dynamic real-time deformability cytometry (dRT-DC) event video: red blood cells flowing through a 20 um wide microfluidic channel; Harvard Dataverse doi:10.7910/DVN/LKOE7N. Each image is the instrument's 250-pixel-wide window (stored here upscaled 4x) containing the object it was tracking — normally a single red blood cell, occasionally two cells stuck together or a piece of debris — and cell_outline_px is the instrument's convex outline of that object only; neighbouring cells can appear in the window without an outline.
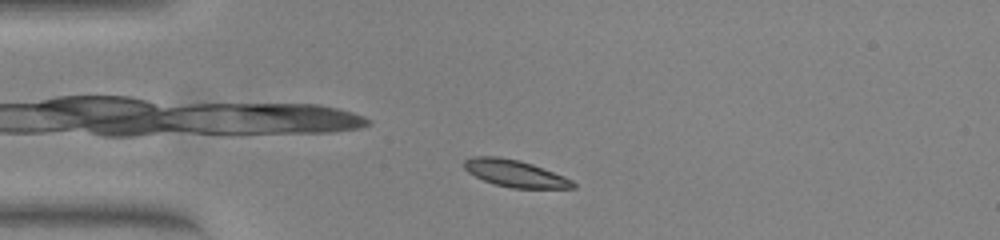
{"species": "common noctule bat (a hibernating species)", "species_latin": "Nyctalus noctula", "temperature_condition": "warm", "stored_images_in_passage": 45, "camera_frame_rate_fps": 3000, "um_per_image_px": 0.085, "animal": {"sex": "female", "body_mass_g": 23.0, "forearm_length_mm": 53.4}, "frame": {"image": 1, "passage_image": 4, "time_ms": 1.0, "image_size_px": [1000, 240], "cell_outline_px": [[576, 188], [512, 188], [496, 184], [484, 180], [468, 172], [464, 168], [464, 160], [472, 156], [496, 156], [520, 160], [532, 164], [564, 176], [572, 180], [576, 184]], "centroid_in_image_um": [43.78, 14.73], "position_along_channel_um": 41.2, "area_um2": 16.99}}
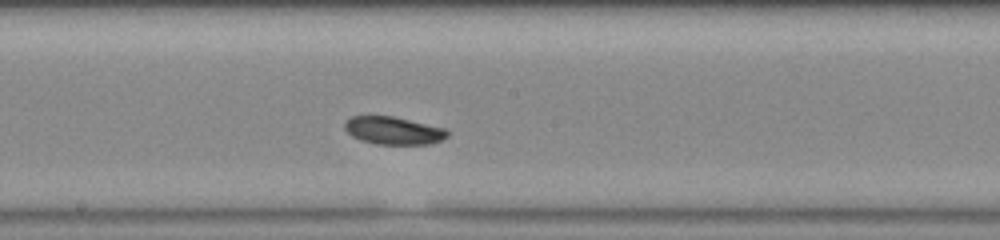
{"frame": {"image": 2, "passage_image": 20, "time_ms": 6.333, "image_size_px": [1000, 240], "cell_outline_px": [[448, 136], [432, 144], [376, 144], [360, 140], [352, 136], [344, 128], [344, 124], [352, 116], [392, 116], [444, 128], [448, 132]], "centroid_in_image_um": [33.43, 11.11], "position_along_channel_um": 214.8, "area_um2": 16.42}}
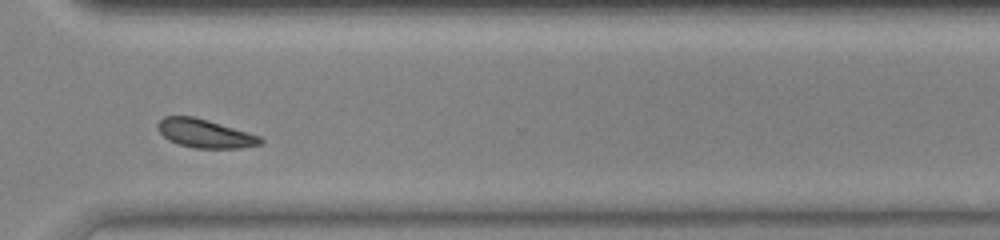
{"frame": {"image": 3, "passage_image": 31, "time_ms": 10.0, "image_size_px": [1000, 240], "cell_outline_px": [[264, 140], [260, 144], [240, 148], [196, 148], [180, 144], [168, 140], [156, 128], [156, 124], [164, 116], [192, 116], [208, 120], [248, 132], [260, 136]], "centroid_in_image_um": [17.4, 11.34], "position_along_channel_um": 353.2, "area_um2": 16.99}, "authors_computed_cell_mechanics": {"area_um2": 16.9354, "velocity_mm_per_s": 3.7596, "shape_relaxation_time_tau1_ms": 1.184, "shape_relaxation_time_tau2_ms": null, "deformation_change_tau1": 0.063, "deformation_change_tau2": null}}